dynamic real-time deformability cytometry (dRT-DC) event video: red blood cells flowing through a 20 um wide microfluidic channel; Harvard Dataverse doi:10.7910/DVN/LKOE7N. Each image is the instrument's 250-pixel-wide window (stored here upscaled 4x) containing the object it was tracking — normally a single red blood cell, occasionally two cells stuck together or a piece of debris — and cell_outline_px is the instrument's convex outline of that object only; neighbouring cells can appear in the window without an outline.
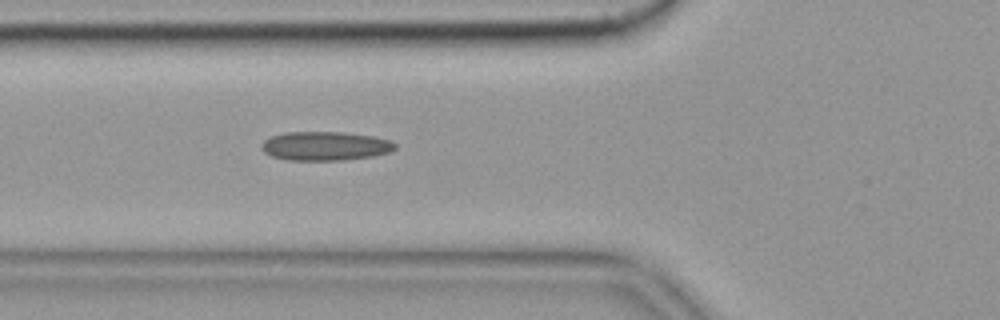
{"species": "common noctule bat (a hibernating species)", "species_latin": "Nyctalus noctula", "temperature_condition": "cold", "stored_images_in_passage": 48, "camera_frame_rate_fps": 3000, "um_per_image_px": 0.085, "animal": {"sex": "female", "body_mass_g": 19.9}, "frame": {"image": 1, "passage_image": 21, "time_ms": 6.667, "image_size_px": [1000, 320], "cell_outline_px": [[396, 148], [388, 152], [372, 156], [344, 160], [288, 160], [272, 156], [264, 152], [260, 148], [260, 144], [264, 140], [272, 136], [284, 132], [340, 132], [372, 136], [388, 140], [396, 144]], "centroid_in_image_um": [27.59, 12.41], "position_along_channel_um": 98.2, "area_um2": 22.43}, "authors_computed_cell_mechanics": {"area_um2": 21.1548, "velocity_mm_per_s": 3.5514, "shape_relaxation_time_tau1_ms": null, "shape_relaxation_time_tau2_ms": 3.0813, "deformation_change_tau1": null, "deformation_change_tau2": 0.126}}